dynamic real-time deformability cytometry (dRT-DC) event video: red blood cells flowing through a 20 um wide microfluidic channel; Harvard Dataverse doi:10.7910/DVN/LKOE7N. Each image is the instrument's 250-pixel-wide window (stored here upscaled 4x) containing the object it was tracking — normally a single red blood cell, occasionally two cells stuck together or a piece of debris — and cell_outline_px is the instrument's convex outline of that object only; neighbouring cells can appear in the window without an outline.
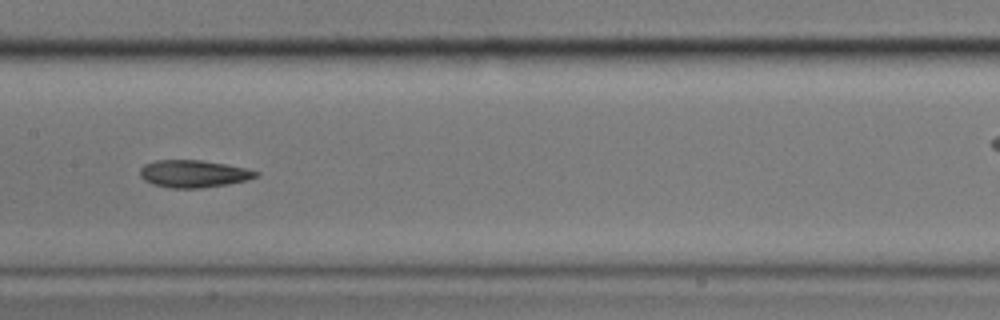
{"species": "common noctule bat (a hibernating species)", "species_latin": "Nyctalus noctula", "temperature_condition": "cold", "stored_images_in_passage": 11, "camera_frame_rate_fps": 3000, "um_per_image_px": 0.085, "animal": {"sex": "male", "body_mass_g": 17.9}, "frame": {"image": 1, "passage_image": 7, "time_ms": 2.0, "image_size_px": [1000, 320], "cell_outline_px": [[260, 172], [256, 176], [248, 180], [228, 184], [200, 188], [168, 188], [152, 184], [144, 180], [140, 176], [140, 168], [144, 164], [156, 160], [200, 160], [224, 164], [244, 168]], "centroid_in_image_um": [16.41, 14.77], "position_along_channel_um": 191.0, "area_um2": 18.44}}
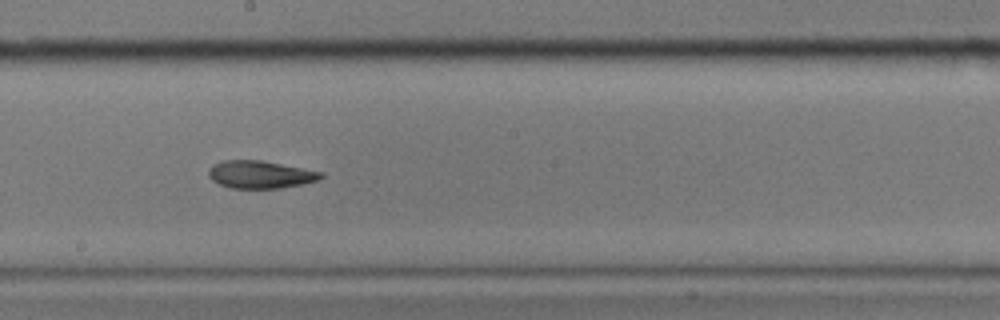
{"frame": {"image": 2, "passage_image": 8, "time_ms": 2.333, "image_size_px": [1000, 320], "cell_outline_px": [[324, 176], [320, 180], [280, 188], [232, 188], [220, 184], [212, 180], [208, 176], [208, 168], [212, 164], [224, 160], [260, 160], [324, 172]], "centroid_in_image_um": [22.11, 14.83], "position_along_channel_um": 226.1, "area_um2": 18.09}}
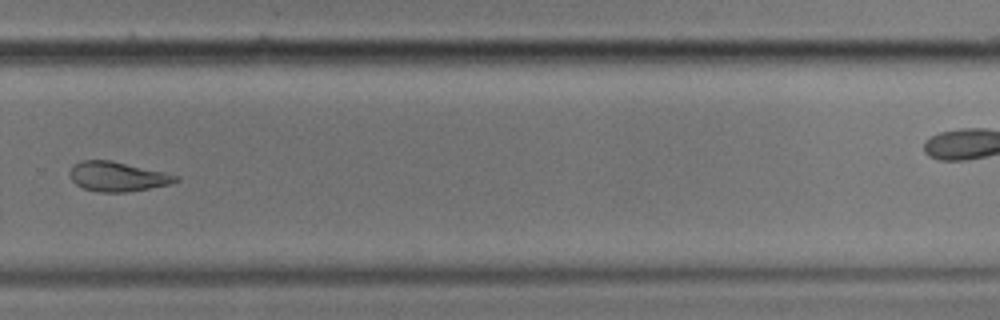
{"frame": {"image": 3, "passage_image": 10, "time_ms": 3.0, "image_size_px": [1000, 320], "cell_outline_px": [[180, 180], [168, 184], [148, 188], [124, 192], [100, 192], [84, 188], [76, 184], [68, 176], [68, 172], [72, 164], [80, 160], [112, 160], [164, 172], [180, 176]], "centroid_in_image_um": [9.93, 14.99], "position_along_channel_um": 319.9, "area_um2": 18.32}}